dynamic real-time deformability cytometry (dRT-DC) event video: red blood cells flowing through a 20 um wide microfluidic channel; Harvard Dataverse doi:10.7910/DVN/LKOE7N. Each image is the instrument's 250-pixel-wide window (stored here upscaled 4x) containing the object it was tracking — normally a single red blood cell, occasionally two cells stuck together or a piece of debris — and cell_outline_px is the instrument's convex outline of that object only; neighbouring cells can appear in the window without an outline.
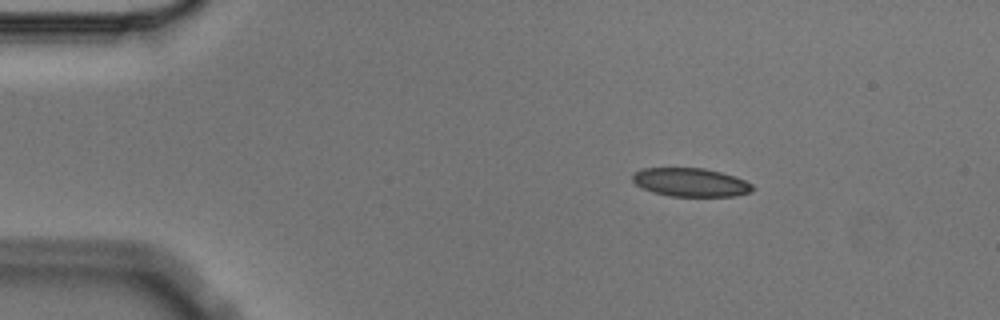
{"species": "Egyptian fruit bat (a non-hibernating species)", "species_latin": "Rousettus aegyptiacus", "temperature_condition": "cold", "stored_images_in_passage": 3, "camera_frame_rate_fps": 3000, "um_per_image_px": 0.085, "animal": {"sex": "male"}, "frame": {"image": 1, "passage_image": 1, "time_ms": 0.0, "image_size_px": [1000, 320], "cell_outline_px": [[756, 188], [752, 192], [736, 196], [668, 196], [652, 192], [636, 184], [632, 180], [632, 176], [636, 172], [644, 168], [704, 168], [736, 176], [752, 184]], "centroid_in_image_um": [58.75, 15.5], "position_along_channel_um": 26.2, "area_um2": 20.0}}